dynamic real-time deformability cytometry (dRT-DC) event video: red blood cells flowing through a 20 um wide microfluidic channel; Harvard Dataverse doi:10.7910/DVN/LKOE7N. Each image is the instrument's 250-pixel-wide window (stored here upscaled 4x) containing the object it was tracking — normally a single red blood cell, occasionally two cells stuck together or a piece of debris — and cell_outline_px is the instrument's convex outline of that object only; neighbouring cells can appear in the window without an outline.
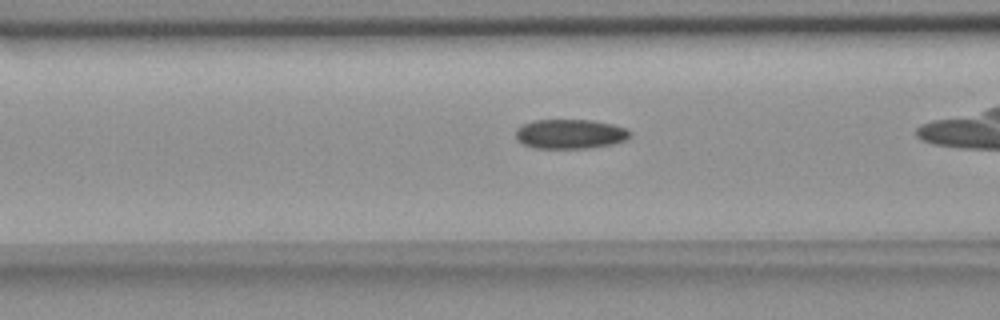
{"species": "common noctule bat (a hibernating species)", "species_latin": "Nyctalus noctula", "temperature_condition": "room temperature", "stored_images_in_passage": 26, "camera_frame_rate_fps": 3000, "um_per_image_px": 0.085, "animal": {"sex": "female", "body_mass_g": 18.4}, "frame": {"image": 1, "passage_image": 5, "time_ms": 1.333, "image_size_px": [1000, 320], "cell_outline_px": [[632, 136], [624, 140], [612, 144], [588, 148], [536, 148], [524, 144], [516, 140], [516, 128], [520, 124], [532, 120], [592, 120], [612, 124], [628, 128], [632, 132]], "centroid_in_image_um": [48.46, 11.38], "position_along_channel_um": 118.1, "area_um2": 19.88}}
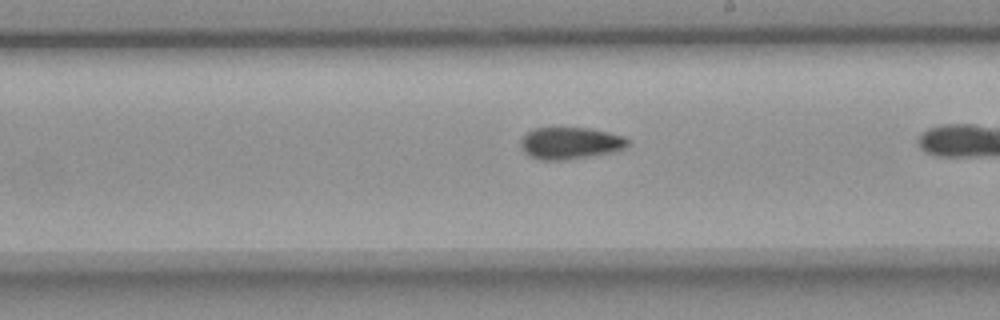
{"frame": {"image": 2, "passage_image": 15, "time_ms": 4.667, "image_size_px": [1000, 320], "cell_outline_px": [[628, 144], [624, 148], [612, 152], [564, 160], [540, 160], [528, 156], [524, 152], [520, 144], [520, 140], [532, 128], [592, 128], [624, 136], [628, 140]], "centroid_in_image_um": [48.44, 12.16], "position_along_channel_um": 240.6, "area_um2": 19.88}}
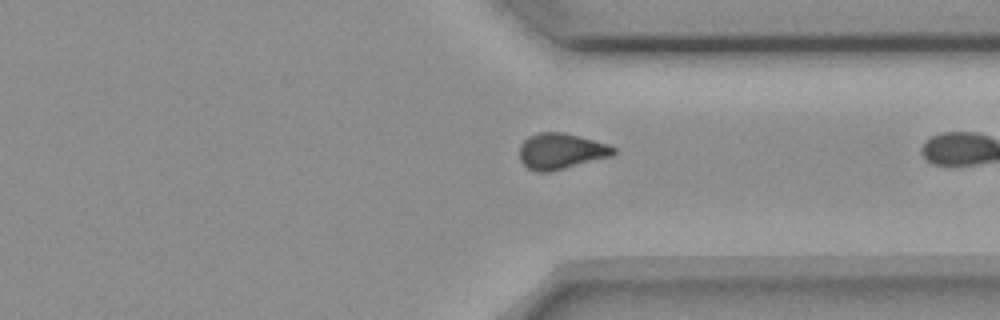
{"frame": {"image": 3, "passage_image": 25, "time_ms": 8.0, "image_size_px": [1000, 320], "cell_outline_px": [[616, 152], [612, 156], [548, 172], [536, 172], [528, 168], [520, 160], [520, 144], [528, 136], [536, 132], [564, 132], [608, 144], [616, 148]], "centroid_in_image_um": [47.67, 12.84], "position_along_channel_um": 363.7, "area_um2": 19.65}}